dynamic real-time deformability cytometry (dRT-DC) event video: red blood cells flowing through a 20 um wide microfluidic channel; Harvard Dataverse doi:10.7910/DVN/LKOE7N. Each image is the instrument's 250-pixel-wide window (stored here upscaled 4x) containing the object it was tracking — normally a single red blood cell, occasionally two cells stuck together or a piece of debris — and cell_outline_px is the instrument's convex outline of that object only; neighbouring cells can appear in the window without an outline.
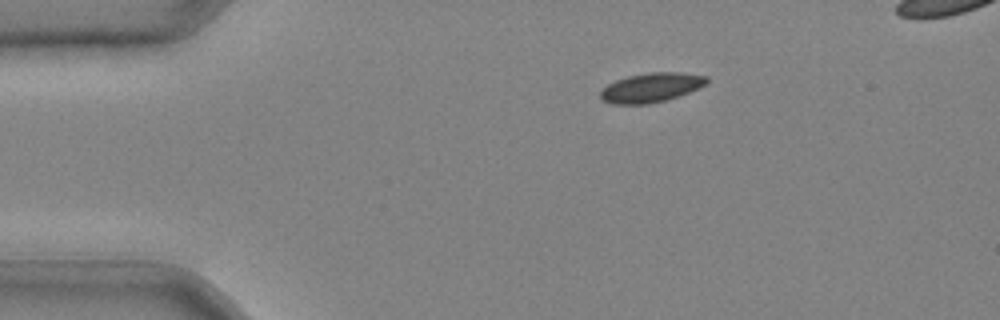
{"species": "common noctule bat (a hibernating species)", "species_latin": "Nyctalus noctula", "temperature_condition": "cold", "stored_images_in_passage": 7, "camera_frame_rate_fps": 3000, "um_per_image_px": 0.085, "animal": {"sex": "male", "body_mass_g": 20.4}, "frame": {"image": 1, "passage_image": 1, "time_ms": 0.0, "image_size_px": [1000, 320], "cell_outline_px": [[708, 80], [700, 88], [664, 100], [648, 104], [612, 104], [604, 100], [600, 96], [600, 92], [608, 84], [616, 80], [628, 76], [648, 72], [680, 72], [708, 76]], "centroid_in_image_um": [55.35, 7.43], "position_along_channel_um": 29.7, "area_um2": 17.98}}